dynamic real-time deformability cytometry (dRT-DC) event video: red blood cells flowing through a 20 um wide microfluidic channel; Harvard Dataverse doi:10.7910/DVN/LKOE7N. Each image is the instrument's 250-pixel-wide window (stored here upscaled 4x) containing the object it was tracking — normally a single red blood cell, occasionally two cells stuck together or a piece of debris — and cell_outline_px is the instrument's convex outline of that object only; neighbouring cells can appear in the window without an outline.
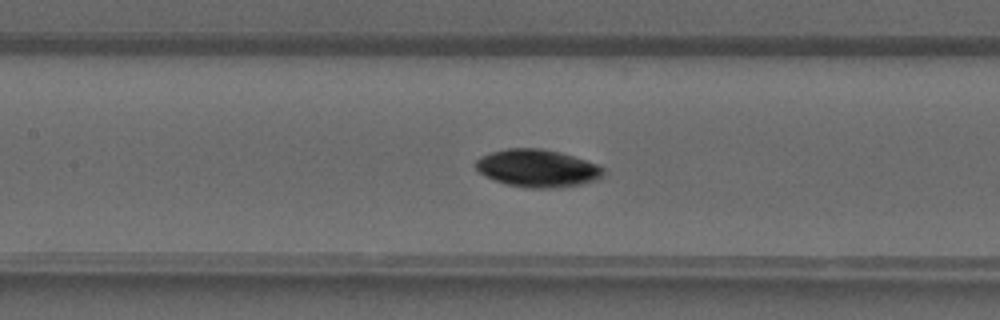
{"species": "common noctule bat (a hibernating species)", "species_latin": "Nyctalus noctula", "temperature_condition": "warm", "stored_images_in_passage": 31, "camera_frame_rate_fps": 3000, "um_per_image_px": 0.085, "animal": {"sex": "male", "forearm_length_mm": 52.5}, "frame": {"image": 1, "passage_image": 13, "time_ms": 4.0, "image_size_px": [1000, 320], "cell_outline_px": [[604, 172], [596, 180], [580, 184], [556, 188], [528, 188], [508, 184], [496, 180], [480, 172], [476, 168], [476, 160], [480, 156], [492, 152], [508, 148], [540, 148], [560, 152], [596, 164], [604, 168]], "centroid_in_image_um": [45.68, 14.3], "position_along_channel_um": 161.7, "area_um2": 27.57}}
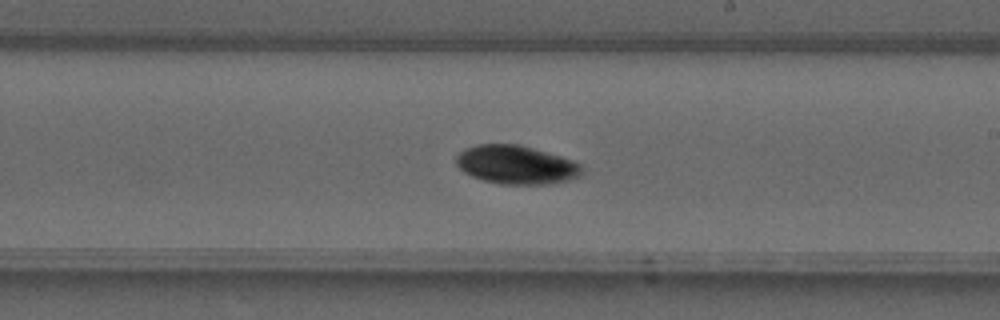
{"frame": {"image": 2, "passage_image": 18, "time_ms": 5.667, "image_size_px": [1000, 320], "cell_outline_px": [[584, 172], [580, 176], [568, 180], [552, 184], [500, 184], [484, 180], [472, 176], [464, 172], [456, 164], [456, 156], [464, 148], [476, 144], [516, 144], [532, 148], [560, 156], [572, 160], [580, 164]], "centroid_in_image_um": [43.87, 14.01], "position_along_channel_um": 245.1, "area_um2": 28.26}}
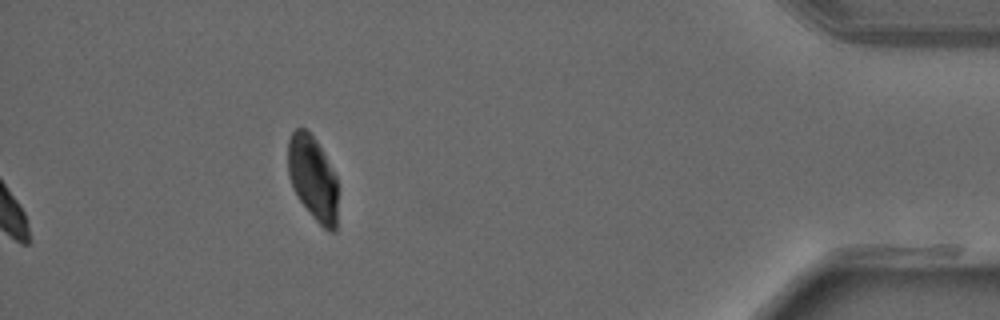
{"frame": {"image": 3, "passage_image": 31, "time_ms": 10.0, "image_size_px": [1000, 320], "cell_outline_px": [[336, 232], [328, 232], [312, 216], [300, 200], [292, 188], [288, 176], [288, 140], [292, 132], [296, 128], [304, 128], [316, 140], [336, 176]], "centroid_in_image_um": [26.57, 15.14], "position_along_channel_um": 408.6, "area_um2": 24.28}}